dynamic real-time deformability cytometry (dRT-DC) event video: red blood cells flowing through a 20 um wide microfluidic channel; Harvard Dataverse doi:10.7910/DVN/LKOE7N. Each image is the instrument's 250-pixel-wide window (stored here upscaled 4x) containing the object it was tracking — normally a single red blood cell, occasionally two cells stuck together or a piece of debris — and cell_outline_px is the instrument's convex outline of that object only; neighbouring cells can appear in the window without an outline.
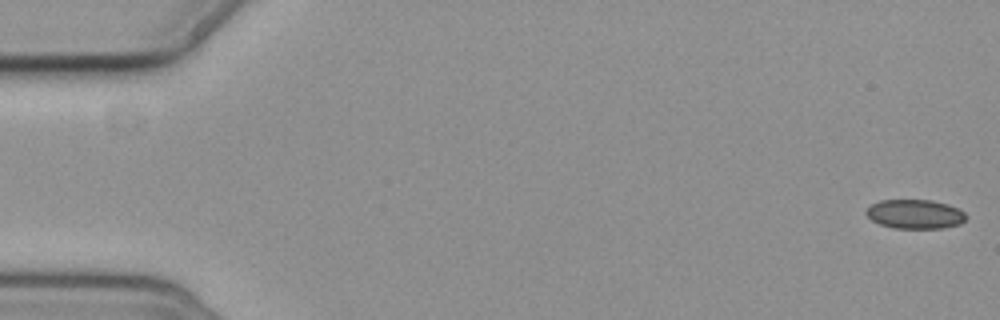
{"species": "common noctule bat (a hibernating species)", "species_latin": "Nyctalus noctula", "temperature_condition": "cold", "stored_images_in_passage": 5, "camera_frame_rate_fps": 3000, "um_per_image_px": 0.085, "animal": {"sex": "female", "body_mass_g": 19.3, "forearm_length_mm": 54.1}, "frame": {"image": 1, "passage_image": 1, "time_ms": 0.0, "image_size_px": [1000, 320], "cell_outline_px": [[968, 216], [960, 224], [944, 228], [896, 228], [880, 224], [872, 220], [864, 212], [872, 204], [880, 200], [932, 200], [948, 204], [960, 208]], "centroid_in_image_um": [77.81, 18.19], "position_along_channel_um": 7.2, "area_um2": 17.05}}
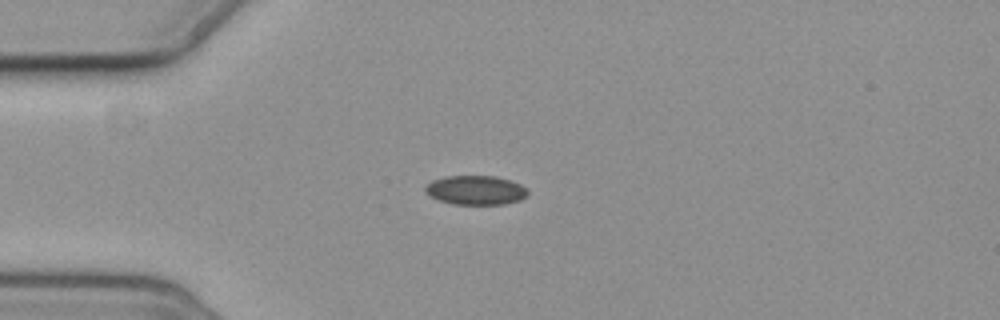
{"frame": {"image": 2, "passage_image": 5, "time_ms": 5.0, "image_size_px": [1000, 320], "cell_outline_px": [[528, 192], [520, 200], [504, 204], [452, 204], [428, 196], [424, 192], [424, 188], [432, 180], [444, 176], [496, 176], [520, 184]], "centroid_in_image_um": [40.37, 16.16], "position_along_channel_um": 44.6, "area_um2": 17.34}}